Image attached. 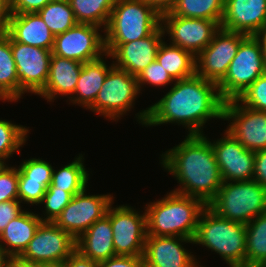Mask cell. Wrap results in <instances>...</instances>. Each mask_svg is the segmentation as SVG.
I'll return each instance as SVG.
<instances>
[{
  "label": "cell",
  "instance_id": "cell-1",
  "mask_svg": "<svg viewBox=\"0 0 266 267\" xmlns=\"http://www.w3.org/2000/svg\"><path fill=\"white\" fill-rule=\"evenodd\" d=\"M224 103L218 85L195 74L175 81L164 97L136 117L147 127L177 123L188 129V135H200L209 119H223Z\"/></svg>",
  "mask_w": 266,
  "mask_h": 267
},
{
  "label": "cell",
  "instance_id": "cell-2",
  "mask_svg": "<svg viewBox=\"0 0 266 267\" xmlns=\"http://www.w3.org/2000/svg\"><path fill=\"white\" fill-rule=\"evenodd\" d=\"M204 135L187 134L184 141L161 155L160 163L180 184L173 192L198 198L208 205L223 180L211 141Z\"/></svg>",
  "mask_w": 266,
  "mask_h": 267
},
{
  "label": "cell",
  "instance_id": "cell-3",
  "mask_svg": "<svg viewBox=\"0 0 266 267\" xmlns=\"http://www.w3.org/2000/svg\"><path fill=\"white\" fill-rule=\"evenodd\" d=\"M200 199L170 191L162 200L145 207L147 236H175L193 239L202 211Z\"/></svg>",
  "mask_w": 266,
  "mask_h": 267
},
{
  "label": "cell",
  "instance_id": "cell-4",
  "mask_svg": "<svg viewBox=\"0 0 266 267\" xmlns=\"http://www.w3.org/2000/svg\"><path fill=\"white\" fill-rule=\"evenodd\" d=\"M246 225L217 215L208 206L202 211L193 244L218 253L230 267H245Z\"/></svg>",
  "mask_w": 266,
  "mask_h": 267
},
{
  "label": "cell",
  "instance_id": "cell-5",
  "mask_svg": "<svg viewBox=\"0 0 266 267\" xmlns=\"http://www.w3.org/2000/svg\"><path fill=\"white\" fill-rule=\"evenodd\" d=\"M161 15L145 0H116L104 29L105 43H128L151 35Z\"/></svg>",
  "mask_w": 266,
  "mask_h": 267
},
{
  "label": "cell",
  "instance_id": "cell-6",
  "mask_svg": "<svg viewBox=\"0 0 266 267\" xmlns=\"http://www.w3.org/2000/svg\"><path fill=\"white\" fill-rule=\"evenodd\" d=\"M207 206L222 218L246 225L266 212V187L254 180L223 182Z\"/></svg>",
  "mask_w": 266,
  "mask_h": 267
},
{
  "label": "cell",
  "instance_id": "cell-7",
  "mask_svg": "<svg viewBox=\"0 0 266 267\" xmlns=\"http://www.w3.org/2000/svg\"><path fill=\"white\" fill-rule=\"evenodd\" d=\"M266 72V57L256 36L248 35L239 45L225 77L217 84L226 102L238 99L241 94Z\"/></svg>",
  "mask_w": 266,
  "mask_h": 267
},
{
  "label": "cell",
  "instance_id": "cell-8",
  "mask_svg": "<svg viewBox=\"0 0 266 267\" xmlns=\"http://www.w3.org/2000/svg\"><path fill=\"white\" fill-rule=\"evenodd\" d=\"M140 93L137 77L114 66L108 72L94 103L88 109L105 118L118 121L127 111H131Z\"/></svg>",
  "mask_w": 266,
  "mask_h": 267
},
{
  "label": "cell",
  "instance_id": "cell-9",
  "mask_svg": "<svg viewBox=\"0 0 266 267\" xmlns=\"http://www.w3.org/2000/svg\"><path fill=\"white\" fill-rule=\"evenodd\" d=\"M247 36L220 28L212 41L195 57V74L218 84L225 77L240 43Z\"/></svg>",
  "mask_w": 266,
  "mask_h": 267
},
{
  "label": "cell",
  "instance_id": "cell-10",
  "mask_svg": "<svg viewBox=\"0 0 266 267\" xmlns=\"http://www.w3.org/2000/svg\"><path fill=\"white\" fill-rule=\"evenodd\" d=\"M110 205V223L116 255L143 256L147 237L146 213L131 206Z\"/></svg>",
  "mask_w": 266,
  "mask_h": 267
},
{
  "label": "cell",
  "instance_id": "cell-11",
  "mask_svg": "<svg viewBox=\"0 0 266 267\" xmlns=\"http://www.w3.org/2000/svg\"><path fill=\"white\" fill-rule=\"evenodd\" d=\"M95 25L77 23L64 33L55 35L52 54L76 60L90 62L105 56L104 35Z\"/></svg>",
  "mask_w": 266,
  "mask_h": 267
},
{
  "label": "cell",
  "instance_id": "cell-12",
  "mask_svg": "<svg viewBox=\"0 0 266 267\" xmlns=\"http://www.w3.org/2000/svg\"><path fill=\"white\" fill-rule=\"evenodd\" d=\"M86 189L74 195L54 223L77 239L97 220L103 218L113 203V196L86 195Z\"/></svg>",
  "mask_w": 266,
  "mask_h": 267
},
{
  "label": "cell",
  "instance_id": "cell-13",
  "mask_svg": "<svg viewBox=\"0 0 266 267\" xmlns=\"http://www.w3.org/2000/svg\"><path fill=\"white\" fill-rule=\"evenodd\" d=\"M223 120L230 121L226 131L247 150L266 148V112L250 109L237 99L229 100L224 103Z\"/></svg>",
  "mask_w": 266,
  "mask_h": 267
},
{
  "label": "cell",
  "instance_id": "cell-14",
  "mask_svg": "<svg viewBox=\"0 0 266 267\" xmlns=\"http://www.w3.org/2000/svg\"><path fill=\"white\" fill-rule=\"evenodd\" d=\"M75 250L76 239L71 234L54 222H42L19 257L35 264L64 262Z\"/></svg>",
  "mask_w": 266,
  "mask_h": 267
},
{
  "label": "cell",
  "instance_id": "cell-15",
  "mask_svg": "<svg viewBox=\"0 0 266 267\" xmlns=\"http://www.w3.org/2000/svg\"><path fill=\"white\" fill-rule=\"evenodd\" d=\"M11 51L19 78V99L27 92L38 94L48 80L52 50L23 44L11 38Z\"/></svg>",
  "mask_w": 266,
  "mask_h": 267
},
{
  "label": "cell",
  "instance_id": "cell-16",
  "mask_svg": "<svg viewBox=\"0 0 266 267\" xmlns=\"http://www.w3.org/2000/svg\"><path fill=\"white\" fill-rule=\"evenodd\" d=\"M163 32L170 36V43L191 52L195 57L212 41L220 29L216 21L187 18L172 15L170 12L161 15Z\"/></svg>",
  "mask_w": 266,
  "mask_h": 267
},
{
  "label": "cell",
  "instance_id": "cell-17",
  "mask_svg": "<svg viewBox=\"0 0 266 267\" xmlns=\"http://www.w3.org/2000/svg\"><path fill=\"white\" fill-rule=\"evenodd\" d=\"M165 33L160 25L151 35L128 43H105V58L115 59L114 66L138 76L151 62L156 54ZM163 37V38H161Z\"/></svg>",
  "mask_w": 266,
  "mask_h": 267
},
{
  "label": "cell",
  "instance_id": "cell-18",
  "mask_svg": "<svg viewBox=\"0 0 266 267\" xmlns=\"http://www.w3.org/2000/svg\"><path fill=\"white\" fill-rule=\"evenodd\" d=\"M224 134L211 142L223 182L253 180L255 152L247 150L226 130Z\"/></svg>",
  "mask_w": 266,
  "mask_h": 267
},
{
  "label": "cell",
  "instance_id": "cell-19",
  "mask_svg": "<svg viewBox=\"0 0 266 267\" xmlns=\"http://www.w3.org/2000/svg\"><path fill=\"white\" fill-rule=\"evenodd\" d=\"M193 239L175 236H147L143 254L144 267H204L183 243ZM182 243V244H181Z\"/></svg>",
  "mask_w": 266,
  "mask_h": 267
},
{
  "label": "cell",
  "instance_id": "cell-20",
  "mask_svg": "<svg viewBox=\"0 0 266 267\" xmlns=\"http://www.w3.org/2000/svg\"><path fill=\"white\" fill-rule=\"evenodd\" d=\"M266 23V0H224L220 28L255 36Z\"/></svg>",
  "mask_w": 266,
  "mask_h": 267
},
{
  "label": "cell",
  "instance_id": "cell-21",
  "mask_svg": "<svg viewBox=\"0 0 266 267\" xmlns=\"http://www.w3.org/2000/svg\"><path fill=\"white\" fill-rule=\"evenodd\" d=\"M76 250L84 257L95 262L117 256L113 245L110 206L103 218L97 220L76 239Z\"/></svg>",
  "mask_w": 266,
  "mask_h": 267
},
{
  "label": "cell",
  "instance_id": "cell-22",
  "mask_svg": "<svg viewBox=\"0 0 266 267\" xmlns=\"http://www.w3.org/2000/svg\"><path fill=\"white\" fill-rule=\"evenodd\" d=\"M6 33L23 44L52 50L55 35L38 13H12Z\"/></svg>",
  "mask_w": 266,
  "mask_h": 267
},
{
  "label": "cell",
  "instance_id": "cell-23",
  "mask_svg": "<svg viewBox=\"0 0 266 267\" xmlns=\"http://www.w3.org/2000/svg\"><path fill=\"white\" fill-rule=\"evenodd\" d=\"M82 67L83 63L52 54L48 80L37 95L47 102L55 100L57 95L73 96Z\"/></svg>",
  "mask_w": 266,
  "mask_h": 267
},
{
  "label": "cell",
  "instance_id": "cell-24",
  "mask_svg": "<svg viewBox=\"0 0 266 267\" xmlns=\"http://www.w3.org/2000/svg\"><path fill=\"white\" fill-rule=\"evenodd\" d=\"M42 217L37 213L24 210L17 218L11 220L1 233L0 247L10 257H19L43 222Z\"/></svg>",
  "mask_w": 266,
  "mask_h": 267
},
{
  "label": "cell",
  "instance_id": "cell-25",
  "mask_svg": "<svg viewBox=\"0 0 266 267\" xmlns=\"http://www.w3.org/2000/svg\"><path fill=\"white\" fill-rule=\"evenodd\" d=\"M113 67L114 63L108 66L103 56L99 59L83 63L74 91L75 95L69 97L71 103L81 105L85 109H88L94 103L108 72Z\"/></svg>",
  "mask_w": 266,
  "mask_h": 267
},
{
  "label": "cell",
  "instance_id": "cell-26",
  "mask_svg": "<svg viewBox=\"0 0 266 267\" xmlns=\"http://www.w3.org/2000/svg\"><path fill=\"white\" fill-rule=\"evenodd\" d=\"M156 60L174 81L195 75V56L177 45H167L163 40L158 48Z\"/></svg>",
  "mask_w": 266,
  "mask_h": 267
},
{
  "label": "cell",
  "instance_id": "cell-27",
  "mask_svg": "<svg viewBox=\"0 0 266 267\" xmlns=\"http://www.w3.org/2000/svg\"><path fill=\"white\" fill-rule=\"evenodd\" d=\"M0 99L19 100V78L11 51V37L0 34Z\"/></svg>",
  "mask_w": 266,
  "mask_h": 267
},
{
  "label": "cell",
  "instance_id": "cell-28",
  "mask_svg": "<svg viewBox=\"0 0 266 267\" xmlns=\"http://www.w3.org/2000/svg\"><path fill=\"white\" fill-rule=\"evenodd\" d=\"M245 267H266V212L246 224Z\"/></svg>",
  "mask_w": 266,
  "mask_h": 267
},
{
  "label": "cell",
  "instance_id": "cell-29",
  "mask_svg": "<svg viewBox=\"0 0 266 267\" xmlns=\"http://www.w3.org/2000/svg\"><path fill=\"white\" fill-rule=\"evenodd\" d=\"M83 159V155L79 154L73 162L63 166L58 171L53 170L51 185L69 192L72 196L87 189L89 171H86Z\"/></svg>",
  "mask_w": 266,
  "mask_h": 267
},
{
  "label": "cell",
  "instance_id": "cell-30",
  "mask_svg": "<svg viewBox=\"0 0 266 267\" xmlns=\"http://www.w3.org/2000/svg\"><path fill=\"white\" fill-rule=\"evenodd\" d=\"M116 0H68L78 23L105 29Z\"/></svg>",
  "mask_w": 266,
  "mask_h": 267
},
{
  "label": "cell",
  "instance_id": "cell-31",
  "mask_svg": "<svg viewBox=\"0 0 266 267\" xmlns=\"http://www.w3.org/2000/svg\"><path fill=\"white\" fill-rule=\"evenodd\" d=\"M224 0H178L172 15L216 21L221 25Z\"/></svg>",
  "mask_w": 266,
  "mask_h": 267
},
{
  "label": "cell",
  "instance_id": "cell-32",
  "mask_svg": "<svg viewBox=\"0 0 266 267\" xmlns=\"http://www.w3.org/2000/svg\"><path fill=\"white\" fill-rule=\"evenodd\" d=\"M37 13L54 35L64 33L78 23L68 0H52Z\"/></svg>",
  "mask_w": 266,
  "mask_h": 267
},
{
  "label": "cell",
  "instance_id": "cell-33",
  "mask_svg": "<svg viewBox=\"0 0 266 267\" xmlns=\"http://www.w3.org/2000/svg\"><path fill=\"white\" fill-rule=\"evenodd\" d=\"M29 129L25 126L13 124L11 121L0 119V162L6 164V160L12 157L16 151L27 141Z\"/></svg>",
  "mask_w": 266,
  "mask_h": 267
},
{
  "label": "cell",
  "instance_id": "cell-34",
  "mask_svg": "<svg viewBox=\"0 0 266 267\" xmlns=\"http://www.w3.org/2000/svg\"><path fill=\"white\" fill-rule=\"evenodd\" d=\"M18 168V181L41 182V185H50L53 167L42 159L31 158L24 160Z\"/></svg>",
  "mask_w": 266,
  "mask_h": 267
},
{
  "label": "cell",
  "instance_id": "cell-35",
  "mask_svg": "<svg viewBox=\"0 0 266 267\" xmlns=\"http://www.w3.org/2000/svg\"><path fill=\"white\" fill-rule=\"evenodd\" d=\"M72 195L69 192L57 189L51 184L48 186L40 204H44L45 213L43 222H54L63 209L70 203ZM46 214V216H45ZM46 217V218H45Z\"/></svg>",
  "mask_w": 266,
  "mask_h": 267
},
{
  "label": "cell",
  "instance_id": "cell-36",
  "mask_svg": "<svg viewBox=\"0 0 266 267\" xmlns=\"http://www.w3.org/2000/svg\"><path fill=\"white\" fill-rule=\"evenodd\" d=\"M237 100L250 109L266 112V72L258 77Z\"/></svg>",
  "mask_w": 266,
  "mask_h": 267
},
{
  "label": "cell",
  "instance_id": "cell-37",
  "mask_svg": "<svg viewBox=\"0 0 266 267\" xmlns=\"http://www.w3.org/2000/svg\"><path fill=\"white\" fill-rule=\"evenodd\" d=\"M18 200V168L0 166V203Z\"/></svg>",
  "mask_w": 266,
  "mask_h": 267
},
{
  "label": "cell",
  "instance_id": "cell-38",
  "mask_svg": "<svg viewBox=\"0 0 266 267\" xmlns=\"http://www.w3.org/2000/svg\"><path fill=\"white\" fill-rule=\"evenodd\" d=\"M138 87L141 91L143 84H150L154 87L165 86L175 82L161 64L155 60L151 62L138 76Z\"/></svg>",
  "mask_w": 266,
  "mask_h": 267
},
{
  "label": "cell",
  "instance_id": "cell-39",
  "mask_svg": "<svg viewBox=\"0 0 266 267\" xmlns=\"http://www.w3.org/2000/svg\"><path fill=\"white\" fill-rule=\"evenodd\" d=\"M49 185H41V182L18 181V201L26 204H40Z\"/></svg>",
  "mask_w": 266,
  "mask_h": 267
},
{
  "label": "cell",
  "instance_id": "cell-40",
  "mask_svg": "<svg viewBox=\"0 0 266 267\" xmlns=\"http://www.w3.org/2000/svg\"><path fill=\"white\" fill-rule=\"evenodd\" d=\"M20 205L21 202L18 200L0 203V235L10 221L17 218L24 211Z\"/></svg>",
  "mask_w": 266,
  "mask_h": 267
},
{
  "label": "cell",
  "instance_id": "cell-41",
  "mask_svg": "<svg viewBox=\"0 0 266 267\" xmlns=\"http://www.w3.org/2000/svg\"><path fill=\"white\" fill-rule=\"evenodd\" d=\"M98 267H144L143 256L117 255L98 262Z\"/></svg>",
  "mask_w": 266,
  "mask_h": 267
},
{
  "label": "cell",
  "instance_id": "cell-42",
  "mask_svg": "<svg viewBox=\"0 0 266 267\" xmlns=\"http://www.w3.org/2000/svg\"><path fill=\"white\" fill-rule=\"evenodd\" d=\"M52 0H10L12 13H37Z\"/></svg>",
  "mask_w": 266,
  "mask_h": 267
},
{
  "label": "cell",
  "instance_id": "cell-43",
  "mask_svg": "<svg viewBox=\"0 0 266 267\" xmlns=\"http://www.w3.org/2000/svg\"><path fill=\"white\" fill-rule=\"evenodd\" d=\"M253 180L266 187V148L255 152Z\"/></svg>",
  "mask_w": 266,
  "mask_h": 267
},
{
  "label": "cell",
  "instance_id": "cell-44",
  "mask_svg": "<svg viewBox=\"0 0 266 267\" xmlns=\"http://www.w3.org/2000/svg\"><path fill=\"white\" fill-rule=\"evenodd\" d=\"M65 267H98V262L84 257L75 250L65 261Z\"/></svg>",
  "mask_w": 266,
  "mask_h": 267
},
{
  "label": "cell",
  "instance_id": "cell-45",
  "mask_svg": "<svg viewBox=\"0 0 266 267\" xmlns=\"http://www.w3.org/2000/svg\"><path fill=\"white\" fill-rule=\"evenodd\" d=\"M11 15L10 0H0V34L7 31Z\"/></svg>",
  "mask_w": 266,
  "mask_h": 267
},
{
  "label": "cell",
  "instance_id": "cell-46",
  "mask_svg": "<svg viewBox=\"0 0 266 267\" xmlns=\"http://www.w3.org/2000/svg\"><path fill=\"white\" fill-rule=\"evenodd\" d=\"M152 6L160 15L171 12L178 0H145Z\"/></svg>",
  "mask_w": 266,
  "mask_h": 267
},
{
  "label": "cell",
  "instance_id": "cell-47",
  "mask_svg": "<svg viewBox=\"0 0 266 267\" xmlns=\"http://www.w3.org/2000/svg\"><path fill=\"white\" fill-rule=\"evenodd\" d=\"M7 267H38V264L22 260L20 257H11Z\"/></svg>",
  "mask_w": 266,
  "mask_h": 267
},
{
  "label": "cell",
  "instance_id": "cell-48",
  "mask_svg": "<svg viewBox=\"0 0 266 267\" xmlns=\"http://www.w3.org/2000/svg\"><path fill=\"white\" fill-rule=\"evenodd\" d=\"M255 36L259 40L264 56L266 57V23Z\"/></svg>",
  "mask_w": 266,
  "mask_h": 267
},
{
  "label": "cell",
  "instance_id": "cell-49",
  "mask_svg": "<svg viewBox=\"0 0 266 267\" xmlns=\"http://www.w3.org/2000/svg\"><path fill=\"white\" fill-rule=\"evenodd\" d=\"M10 256L0 247V267H7Z\"/></svg>",
  "mask_w": 266,
  "mask_h": 267
},
{
  "label": "cell",
  "instance_id": "cell-50",
  "mask_svg": "<svg viewBox=\"0 0 266 267\" xmlns=\"http://www.w3.org/2000/svg\"><path fill=\"white\" fill-rule=\"evenodd\" d=\"M38 267H65L64 262H55V263H40Z\"/></svg>",
  "mask_w": 266,
  "mask_h": 267
}]
</instances>
